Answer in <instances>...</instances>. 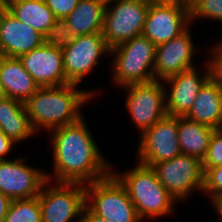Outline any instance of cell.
Returning a JSON list of instances; mask_svg holds the SVG:
<instances>
[{
  "label": "cell",
  "instance_id": "10",
  "mask_svg": "<svg viewBox=\"0 0 222 222\" xmlns=\"http://www.w3.org/2000/svg\"><path fill=\"white\" fill-rule=\"evenodd\" d=\"M126 94V108L132 121L142 134L146 129L167 115L165 88L162 81L133 84L123 87Z\"/></svg>",
  "mask_w": 222,
  "mask_h": 222
},
{
  "label": "cell",
  "instance_id": "8",
  "mask_svg": "<svg viewBox=\"0 0 222 222\" xmlns=\"http://www.w3.org/2000/svg\"><path fill=\"white\" fill-rule=\"evenodd\" d=\"M38 199L42 222H71L76 217L81 218L85 206V185L47 179Z\"/></svg>",
  "mask_w": 222,
  "mask_h": 222
},
{
  "label": "cell",
  "instance_id": "28",
  "mask_svg": "<svg viewBox=\"0 0 222 222\" xmlns=\"http://www.w3.org/2000/svg\"><path fill=\"white\" fill-rule=\"evenodd\" d=\"M209 66L210 78L222 89V39L212 47Z\"/></svg>",
  "mask_w": 222,
  "mask_h": 222
},
{
  "label": "cell",
  "instance_id": "24",
  "mask_svg": "<svg viewBox=\"0 0 222 222\" xmlns=\"http://www.w3.org/2000/svg\"><path fill=\"white\" fill-rule=\"evenodd\" d=\"M4 222H42L38 196L12 200Z\"/></svg>",
  "mask_w": 222,
  "mask_h": 222
},
{
  "label": "cell",
  "instance_id": "37",
  "mask_svg": "<svg viewBox=\"0 0 222 222\" xmlns=\"http://www.w3.org/2000/svg\"><path fill=\"white\" fill-rule=\"evenodd\" d=\"M0 6H4V0H0Z\"/></svg>",
  "mask_w": 222,
  "mask_h": 222
},
{
  "label": "cell",
  "instance_id": "17",
  "mask_svg": "<svg viewBox=\"0 0 222 222\" xmlns=\"http://www.w3.org/2000/svg\"><path fill=\"white\" fill-rule=\"evenodd\" d=\"M47 39L19 21L5 7L0 11V56L19 58L41 46Z\"/></svg>",
  "mask_w": 222,
  "mask_h": 222
},
{
  "label": "cell",
  "instance_id": "19",
  "mask_svg": "<svg viewBox=\"0 0 222 222\" xmlns=\"http://www.w3.org/2000/svg\"><path fill=\"white\" fill-rule=\"evenodd\" d=\"M4 7L19 21L41 33L47 40L58 39L60 22L44 0H8Z\"/></svg>",
  "mask_w": 222,
  "mask_h": 222
},
{
  "label": "cell",
  "instance_id": "21",
  "mask_svg": "<svg viewBox=\"0 0 222 222\" xmlns=\"http://www.w3.org/2000/svg\"><path fill=\"white\" fill-rule=\"evenodd\" d=\"M0 128L14 143L23 142L36 134L25 104L9 97L0 99Z\"/></svg>",
  "mask_w": 222,
  "mask_h": 222
},
{
  "label": "cell",
  "instance_id": "25",
  "mask_svg": "<svg viewBox=\"0 0 222 222\" xmlns=\"http://www.w3.org/2000/svg\"><path fill=\"white\" fill-rule=\"evenodd\" d=\"M190 23L197 18L222 22V0H190Z\"/></svg>",
  "mask_w": 222,
  "mask_h": 222
},
{
  "label": "cell",
  "instance_id": "30",
  "mask_svg": "<svg viewBox=\"0 0 222 222\" xmlns=\"http://www.w3.org/2000/svg\"><path fill=\"white\" fill-rule=\"evenodd\" d=\"M15 144L5 133L0 131V160H6L3 156H7L10 150L16 146Z\"/></svg>",
  "mask_w": 222,
  "mask_h": 222
},
{
  "label": "cell",
  "instance_id": "34",
  "mask_svg": "<svg viewBox=\"0 0 222 222\" xmlns=\"http://www.w3.org/2000/svg\"><path fill=\"white\" fill-rule=\"evenodd\" d=\"M214 210L221 217L222 220V201H220L215 207Z\"/></svg>",
  "mask_w": 222,
  "mask_h": 222
},
{
  "label": "cell",
  "instance_id": "13",
  "mask_svg": "<svg viewBox=\"0 0 222 222\" xmlns=\"http://www.w3.org/2000/svg\"><path fill=\"white\" fill-rule=\"evenodd\" d=\"M24 159L0 160V192L11 200L37 197L47 180V171L29 166Z\"/></svg>",
  "mask_w": 222,
  "mask_h": 222
},
{
  "label": "cell",
  "instance_id": "15",
  "mask_svg": "<svg viewBox=\"0 0 222 222\" xmlns=\"http://www.w3.org/2000/svg\"><path fill=\"white\" fill-rule=\"evenodd\" d=\"M189 27L177 37L156 46L155 80L163 81L180 72L196 68L193 57L197 52ZM196 48V49H195Z\"/></svg>",
  "mask_w": 222,
  "mask_h": 222
},
{
  "label": "cell",
  "instance_id": "5",
  "mask_svg": "<svg viewBox=\"0 0 222 222\" xmlns=\"http://www.w3.org/2000/svg\"><path fill=\"white\" fill-rule=\"evenodd\" d=\"M85 205L107 222H143L125 187L112 173L85 185Z\"/></svg>",
  "mask_w": 222,
  "mask_h": 222
},
{
  "label": "cell",
  "instance_id": "16",
  "mask_svg": "<svg viewBox=\"0 0 222 222\" xmlns=\"http://www.w3.org/2000/svg\"><path fill=\"white\" fill-rule=\"evenodd\" d=\"M205 71L206 72L202 73V76H200L201 74L198 73L197 68H192L162 81L163 84L167 83L168 86L170 85V92L164 85L167 115L178 117L186 116L189 113L199 90L210 78L207 62L205 64Z\"/></svg>",
  "mask_w": 222,
  "mask_h": 222
},
{
  "label": "cell",
  "instance_id": "3",
  "mask_svg": "<svg viewBox=\"0 0 222 222\" xmlns=\"http://www.w3.org/2000/svg\"><path fill=\"white\" fill-rule=\"evenodd\" d=\"M111 173L125 187L130 200L134 204L139 218L143 221L145 218L163 217L171 215L176 200L158 181L155 171L148 166L138 162L135 168L124 173L113 171Z\"/></svg>",
  "mask_w": 222,
  "mask_h": 222
},
{
  "label": "cell",
  "instance_id": "26",
  "mask_svg": "<svg viewBox=\"0 0 222 222\" xmlns=\"http://www.w3.org/2000/svg\"><path fill=\"white\" fill-rule=\"evenodd\" d=\"M203 192L208 194L213 208L222 201V165L205 171Z\"/></svg>",
  "mask_w": 222,
  "mask_h": 222
},
{
  "label": "cell",
  "instance_id": "23",
  "mask_svg": "<svg viewBox=\"0 0 222 222\" xmlns=\"http://www.w3.org/2000/svg\"><path fill=\"white\" fill-rule=\"evenodd\" d=\"M177 129L181 153L203 160L215 128L193 121L186 116H178Z\"/></svg>",
  "mask_w": 222,
  "mask_h": 222
},
{
  "label": "cell",
  "instance_id": "20",
  "mask_svg": "<svg viewBox=\"0 0 222 222\" xmlns=\"http://www.w3.org/2000/svg\"><path fill=\"white\" fill-rule=\"evenodd\" d=\"M0 81L7 97L22 103L39 88L19 58L0 56Z\"/></svg>",
  "mask_w": 222,
  "mask_h": 222
},
{
  "label": "cell",
  "instance_id": "1",
  "mask_svg": "<svg viewBox=\"0 0 222 222\" xmlns=\"http://www.w3.org/2000/svg\"><path fill=\"white\" fill-rule=\"evenodd\" d=\"M84 117L76 123L53 129V173L48 180L89 184L111 173L112 165L104 158ZM53 176V177H51Z\"/></svg>",
  "mask_w": 222,
  "mask_h": 222
},
{
  "label": "cell",
  "instance_id": "12",
  "mask_svg": "<svg viewBox=\"0 0 222 222\" xmlns=\"http://www.w3.org/2000/svg\"><path fill=\"white\" fill-rule=\"evenodd\" d=\"M24 69L39 87L69 84L63 69V52L58 39H49L41 46L19 57Z\"/></svg>",
  "mask_w": 222,
  "mask_h": 222
},
{
  "label": "cell",
  "instance_id": "29",
  "mask_svg": "<svg viewBox=\"0 0 222 222\" xmlns=\"http://www.w3.org/2000/svg\"><path fill=\"white\" fill-rule=\"evenodd\" d=\"M78 1L79 0H44L45 4L60 23L75 9Z\"/></svg>",
  "mask_w": 222,
  "mask_h": 222
},
{
  "label": "cell",
  "instance_id": "36",
  "mask_svg": "<svg viewBox=\"0 0 222 222\" xmlns=\"http://www.w3.org/2000/svg\"><path fill=\"white\" fill-rule=\"evenodd\" d=\"M215 131H217L219 134L222 135V114H221L219 123H218L217 127L215 128Z\"/></svg>",
  "mask_w": 222,
  "mask_h": 222
},
{
  "label": "cell",
  "instance_id": "2",
  "mask_svg": "<svg viewBox=\"0 0 222 222\" xmlns=\"http://www.w3.org/2000/svg\"><path fill=\"white\" fill-rule=\"evenodd\" d=\"M76 84L55 87H39L24 103L34 131H49L79 121L81 107L96 91L79 90Z\"/></svg>",
  "mask_w": 222,
  "mask_h": 222
},
{
  "label": "cell",
  "instance_id": "18",
  "mask_svg": "<svg viewBox=\"0 0 222 222\" xmlns=\"http://www.w3.org/2000/svg\"><path fill=\"white\" fill-rule=\"evenodd\" d=\"M107 0H79L75 9L60 23L58 39L102 33Z\"/></svg>",
  "mask_w": 222,
  "mask_h": 222
},
{
  "label": "cell",
  "instance_id": "27",
  "mask_svg": "<svg viewBox=\"0 0 222 222\" xmlns=\"http://www.w3.org/2000/svg\"><path fill=\"white\" fill-rule=\"evenodd\" d=\"M202 162L204 172L208 168L222 165V135L217 131L212 134L208 152Z\"/></svg>",
  "mask_w": 222,
  "mask_h": 222
},
{
  "label": "cell",
  "instance_id": "35",
  "mask_svg": "<svg viewBox=\"0 0 222 222\" xmlns=\"http://www.w3.org/2000/svg\"><path fill=\"white\" fill-rule=\"evenodd\" d=\"M7 97L3 84L0 81V99Z\"/></svg>",
  "mask_w": 222,
  "mask_h": 222
},
{
  "label": "cell",
  "instance_id": "4",
  "mask_svg": "<svg viewBox=\"0 0 222 222\" xmlns=\"http://www.w3.org/2000/svg\"><path fill=\"white\" fill-rule=\"evenodd\" d=\"M155 52L156 45L143 35L110 49L111 80L121 87L154 81Z\"/></svg>",
  "mask_w": 222,
  "mask_h": 222
},
{
  "label": "cell",
  "instance_id": "7",
  "mask_svg": "<svg viewBox=\"0 0 222 222\" xmlns=\"http://www.w3.org/2000/svg\"><path fill=\"white\" fill-rule=\"evenodd\" d=\"M63 52V69L69 83L79 85L94 71L102 56H110V48L102 33L58 39ZM102 55V56H101Z\"/></svg>",
  "mask_w": 222,
  "mask_h": 222
},
{
  "label": "cell",
  "instance_id": "31",
  "mask_svg": "<svg viewBox=\"0 0 222 222\" xmlns=\"http://www.w3.org/2000/svg\"><path fill=\"white\" fill-rule=\"evenodd\" d=\"M76 222H107L103 217L94 214L86 205L82 211L81 218Z\"/></svg>",
  "mask_w": 222,
  "mask_h": 222
},
{
  "label": "cell",
  "instance_id": "6",
  "mask_svg": "<svg viewBox=\"0 0 222 222\" xmlns=\"http://www.w3.org/2000/svg\"><path fill=\"white\" fill-rule=\"evenodd\" d=\"M148 10L145 0H107L102 30L107 46L112 49L142 35Z\"/></svg>",
  "mask_w": 222,
  "mask_h": 222
},
{
  "label": "cell",
  "instance_id": "11",
  "mask_svg": "<svg viewBox=\"0 0 222 222\" xmlns=\"http://www.w3.org/2000/svg\"><path fill=\"white\" fill-rule=\"evenodd\" d=\"M138 162L152 167L182 154L178 141L177 117L166 115L140 134Z\"/></svg>",
  "mask_w": 222,
  "mask_h": 222
},
{
  "label": "cell",
  "instance_id": "14",
  "mask_svg": "<svg viewBox=\"0 0 222 222\" xmlns=\"http://www.w3.org/2000/svg\"><path fill=\"white\" fill-rule=\"evenodd\" d=\"M189 24V5H149L142 35L158 46L183 33Z\"/></svg>",
  "mask_w": 222,
  "mask_h": 222
},
{
  "label": "cell",
  "instance_id": "33",
  "mask_svg": "<svg viewBox=\"0 0 222 222\" xmlns=\"http://www.w3.org/2000/svg\"><path fill=\"white\" fill-rule=\"evenodd\" d=\"M149 5L178 4L189 5L190 0H145Z\"/></svg>",
  "mask_w": 222,
  "mask_h": 222
},
{
  "label": "cell",
  "instance_id": "22",
  "mask_svg": "<svg viewBox=\"0 0 222 222\" xmlns=\"http://www.w3.org/2000/svg\"><path fill=\"white\" fill-rule=\"evenodd\" d=\"M222 114V89L209 78L186 115L198 123L216 128Z\"/></svg>",
  "mask_w": 222,
  "mask_h": 222
},
{
  "label": "cell",
  "instance_id": "32",
  "mask_svg": "<svg viewBox=\"0 0 222 222\" xmlns=\"http://www.w3.org/2000/svg\"><path fill=\"white\" fill-rule=\"evenodd\" d=\"M11 202L12 200L9 197L0 192V222H4V218Z\"/></svg>",
  "mask_w": 222,
  "mask_h": 222
},
{
  "label": "cell",
  "instance_id": "9",
  "mask_svg": "<svg viewBox=\"0 0 222 222\" xmlns=\"http://www.w3.org/2000/svg\"><path fill=\"white\" fill-rule=\"evenodd\" d=\"M151 168L158 181L176 201L186 200L194 190L203 191V162L195 156L180 154L173 159L156 163Z\"/></svg>",
  "mask_w": 222,
  "mask_h": 222
}]
</instances>
